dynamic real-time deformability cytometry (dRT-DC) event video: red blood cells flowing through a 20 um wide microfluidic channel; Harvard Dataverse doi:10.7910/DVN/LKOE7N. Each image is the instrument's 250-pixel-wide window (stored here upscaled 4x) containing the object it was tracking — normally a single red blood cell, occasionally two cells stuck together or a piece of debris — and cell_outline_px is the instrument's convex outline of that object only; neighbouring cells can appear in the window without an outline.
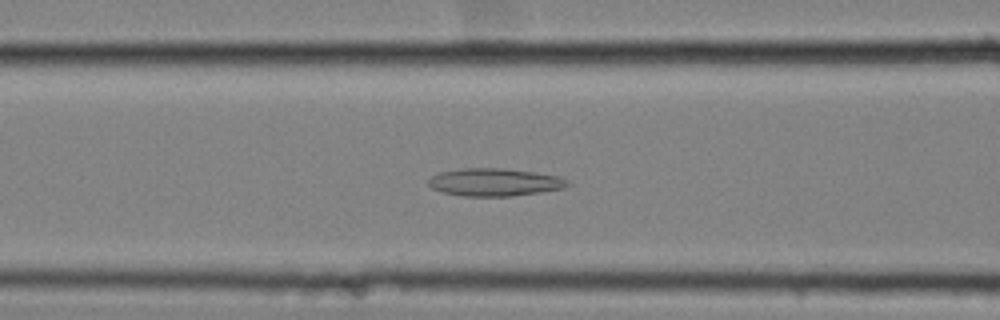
{"species": "common noctule bat (a hibernating species)", "species_latin": "Nyctalus noctula", "temperature_condition": "cold", "stored_images_in_passage": 59, "camera_frame_rate_fps": 3000, "um_per_image_px": 0.085, "animal": {"sex": "female", "body_mass_g": 25.1}, "frame": {"image": 1, "passage_image": 25, "time_ms": 8.0, "image_size_px": [1000, 320], "cell_outline_px": [[568, 184], [564, 188], [540, 192], [512, 196], [460, 196], [444, 192], [432, 188], [428, 184], [428, 180], [432, 176], [440, 172], [464, 168], [504, 168], [536, 172], [556, 176], [568, 180]], "centroid_in_image_um": [42.02, 15.48], "position_along_channel_um": 124.6, "area_um2": 22.37}}
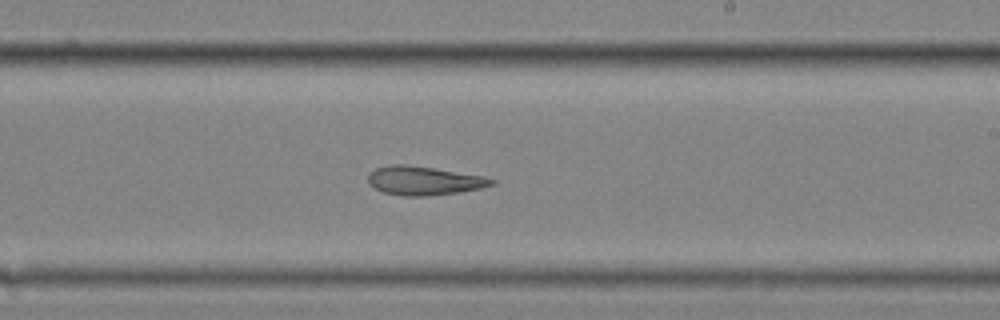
{"frame": {"image": 2, "passage_image": 36, "time_ms": 11.667, "image_size_px": [1000, 320], "cell_outline_px": [[496, 184], [480, 188], [460, 192], [428, 196], [404, 196], [384, 192], [368, 184], [368, 172], [376, 168], [392, 164], [408, 164], [484, 176], [496, 180]], "centroid_in_image_um": [36.03, 15.35], "position_along_channel_um": 253.0, "area_um2": 20.81}}
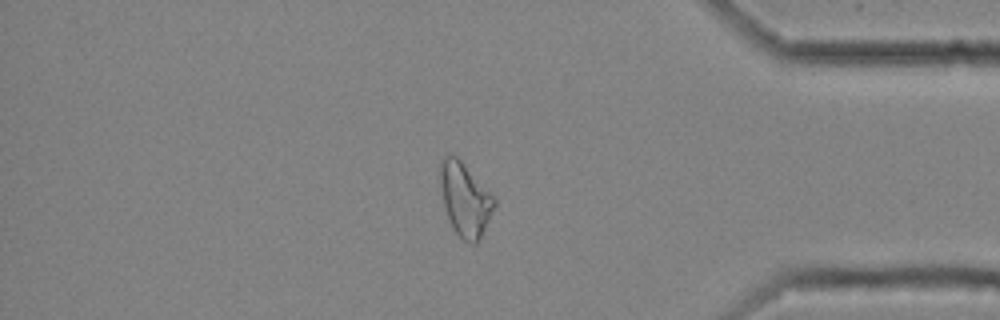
{"frame": {"image": 3, "passage_image": 50, "time_ms": 16.333, "image_size_px": [1000, 320], "cell_outline_px": [[496, 204], [476, 244], [472, 244], [464, 240], [452, 228], [444, 208], [440, 180], [440, 160], [444, 156], [456, 156], [496, 196]], "centroid_in_image_um": [39.53, 16.93], "position_along_channel_um": 395.7, "area_um2": 22.95}, "authors_computed_cell_mechanics": {"area_um2": 24.6228, "velocity_mm_per_s": 3.5072, "shape_relaxation_time_tau1_ms": null, "shape_relaxation_time_tau2_ms": 9.9196, "deformation_change_tau1": null, "deformation_change_tau2": 0.1895}}